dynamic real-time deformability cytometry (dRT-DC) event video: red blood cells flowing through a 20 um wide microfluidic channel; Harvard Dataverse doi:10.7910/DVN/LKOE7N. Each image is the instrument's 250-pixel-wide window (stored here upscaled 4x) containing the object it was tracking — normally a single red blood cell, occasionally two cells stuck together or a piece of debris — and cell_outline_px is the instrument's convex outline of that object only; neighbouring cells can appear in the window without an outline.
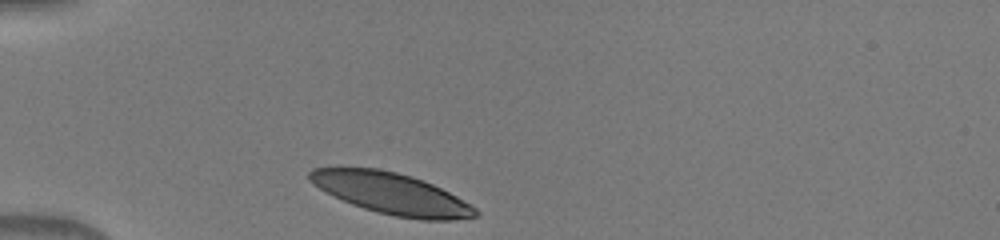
{"species": "human", "species_latin": "Homo sapiens", "temperature_condition": "warm", "stored_images_in_passage": 30, "camera_frame_rate_fps": 3000, "um_per_image_px": 0.085, "donor": {"sex": "male"}, "frame": {"image": 1, "passage_image": 1, "time_ms": 0.0, "image_size_px": [1000, 240], "cell_outline_px": [[480, 216], [452, 220], [420, 220], [396, 216], [376, 212], [352, 204], [312, 184], [308, 180], [308, 172], [312, 168], [380, 168], [412, 176], [432, 184], [472, 204], [480, 212]], "centroid_in_image_um": [33.32, 16.46], "position_along_channel_um": 51.7, "area_um2": 39.77}}
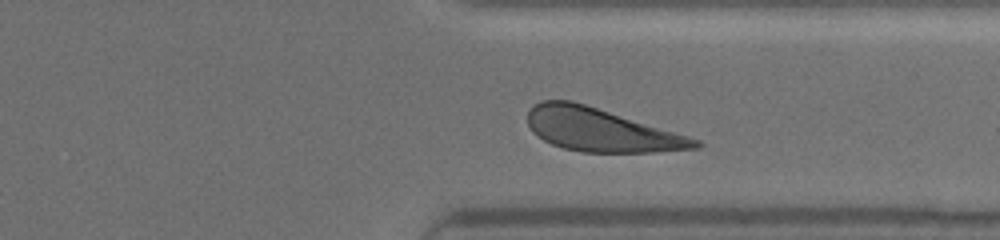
{"frame": {"image": 2, "passage_image": 26, "time_ms": 8.333, "image_size_px": [1000, 240], "cell_outline_px": [[704, 144], [700, 148], [652, 152], [580, 152], [564, 148], [552, 144], [544, 140], [532, 132], [528, 124], [528, 112], [536, 104], [544, 100], [572, 100], [688, 136], [700, 140]], "centroid_in_image_um": [51.08, 11.05], "position_along_channel_um": 360.3, "area_um2": 41.67}}
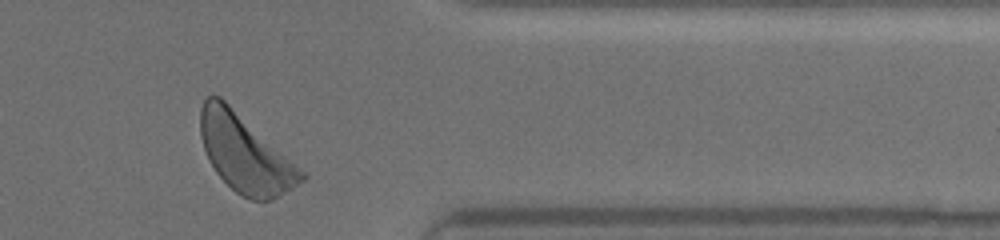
{"frame": {"image": 3, "passage_image": 29, "time_ms": 9.333, "image_size_px": [1000, 240], "cell_outline_px": [[308, 176], [304, 180], [292, 188], [272, 200], [252, 200], [240, 196], [216, 172], [204, 148], [200, 136], [200, 108], [204, 100], [208, 96], [220, 96], [304, 172]], "centroid_in_image_um": [20.81, 13.07], "position_along_channel_um": 390.6, "area_um2": 44.56}}